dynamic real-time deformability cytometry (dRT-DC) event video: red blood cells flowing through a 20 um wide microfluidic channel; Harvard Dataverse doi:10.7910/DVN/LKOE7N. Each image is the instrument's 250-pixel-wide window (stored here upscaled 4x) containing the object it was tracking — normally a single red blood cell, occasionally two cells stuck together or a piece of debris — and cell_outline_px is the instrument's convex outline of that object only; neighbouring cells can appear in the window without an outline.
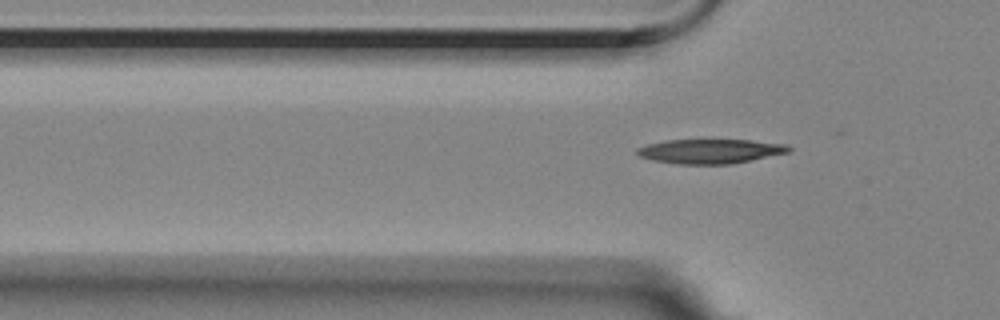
{"species": "Egyptian fruit bat (a non-hibernating species)", "species_latin": "Rousettus aegyptiacus", "temperature_condition": "room temperature", "stored_images_in_passage": 4, "segment_of_instrument_passage": [2, 2], "camera_frame_rate_fps": 3000, "um_per_image_px": 0.085, "animal": {"sex": "female"}, "frame": {"image": 1, "passage_image": 4, "time_ms": 1.0, "image_size_px": [1000, 320], "cell_outline_px": [[792, 148], [788, 152], [752, 160], [732, 164], [676, 164], [652, 160], [640, 156], [636, 152], [636, 148], [648, 144], [668, 140], [752, 140], [788, 144]], "centroid_in_image_um": [60.39, 12.85], "position_along_channel_um": 65.4, "area_um2": 21.62}}